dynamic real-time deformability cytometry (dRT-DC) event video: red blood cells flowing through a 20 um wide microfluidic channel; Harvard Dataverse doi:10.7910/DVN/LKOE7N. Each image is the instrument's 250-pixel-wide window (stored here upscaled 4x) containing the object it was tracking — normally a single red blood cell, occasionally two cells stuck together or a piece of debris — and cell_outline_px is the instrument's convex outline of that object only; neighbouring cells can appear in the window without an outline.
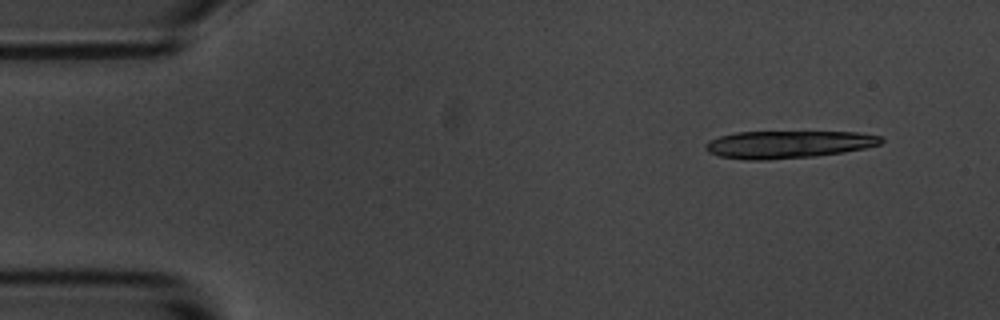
{"species": "common noctule bat (a hibernating species)", "species_latin": "Nyctalus noctula", "temperature_condition": "room temperature", "stored_images_in_passage": 6, "camera_frame_rate_fps": 3000, "um_per_image_px": 0.085, "animal": {"sex": "male", "body_mass_g": 20.1, "forearm_length_mm": 53.5}, "frame": {"image": 1, "passage_image": 2, "time_ms": 1.0, "image_size_px": [1000, 320], "cell_outline_px": [[884, 140], [880, 144], [864, 148], [844, 152], [816, 156], [768, 160], [744, 160], [720, 156], [708, 152], [704, 148], [704, 144], [708, 140], [720, 136], [736, 132], [856, 132], [880, 136]], "centroid_in_image_um": [66.95, 12.28], "position_along_channel_um": 18.0, "area_um2": 28.21}}